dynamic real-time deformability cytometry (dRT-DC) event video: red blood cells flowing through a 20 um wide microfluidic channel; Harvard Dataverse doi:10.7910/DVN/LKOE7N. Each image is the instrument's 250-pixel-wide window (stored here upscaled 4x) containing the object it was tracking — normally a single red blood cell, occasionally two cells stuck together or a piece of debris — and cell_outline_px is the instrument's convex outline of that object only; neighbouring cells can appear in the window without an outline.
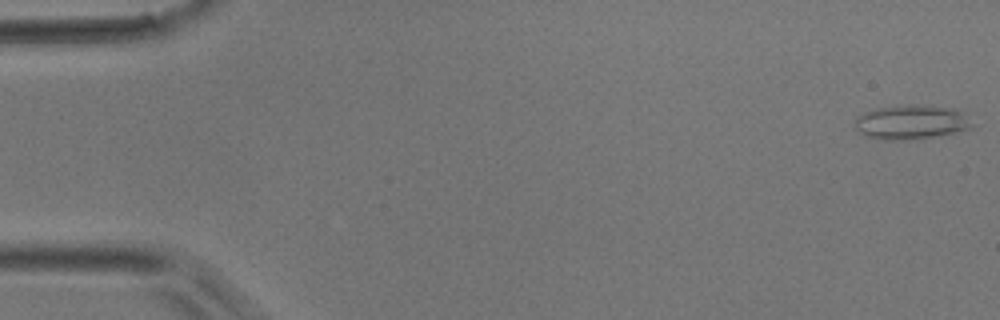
{"species": "common noctule bat (a hibernating species)", "species_latin": "Nyctalus noctula", "temperature_condition": "room temperature", "stored_images_in_passage": 20, "camera_frame_rate_fps": 3000, "um_per_image_px": 0.085, "animal": {"sex": "male", "body_mass_g": 17.9}, "frame": {"image": 1, "passage_image": 1, "time_ms": 0.0, "image_size_px": [1000, 320], "cell_outline_px": [[972, 128], [956, 132], [936, 136], [908, 140], [880, 140], [864, 136], [856, 128], [856, 116], [880, 108], [912, 104], [916, 104], [956, 108], [972, 124]], "centroid_in_image_um": [77.44, 10.4], "position_along_channel_um": 7.6, "area_um2": 23.24}}
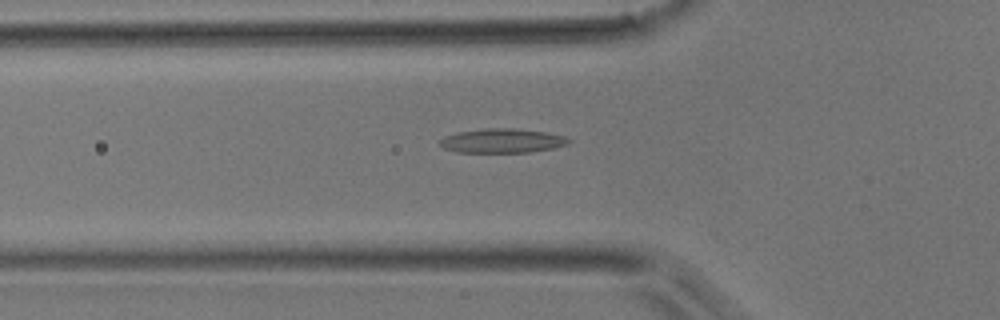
{"frame": {"image": 2, "passage_image": 16, "time_ms": 5.0, "image_size_px": [1000, 320], "cell_outline_px": [[572, 140], [568, 144], [552, 148], [528, 152], [456, 152], [444, 148], [440, 144], [440, 140], [444, 136], [456, 132], [484, 128], [512, 128], [548, 132], [564, 136]], "centroid_in_image_um": [42.68, 11.95], "position_along_channel_um": 83.1, "area_um2": 18.21}}
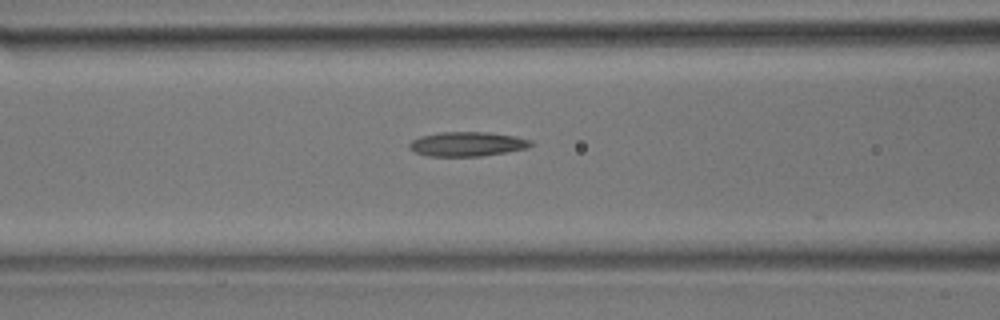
{"frame": {"image": 3, "passage_image": 19, "time_ms": 6.0, "image_size_px": [1000, 320], "cell_outline_px": [[536, 144], [528, 148], [480, 156], [428, 156], [416, 152], [408, 148], [408, 144], [412, 140], [420, 136], [440, 132], [488, 132], [516, 136], [532, 140]], "centroid_in_image_um": [39.74, 12.23], "position_along_channel_um": 126.9, "area_um2": 17.4}}